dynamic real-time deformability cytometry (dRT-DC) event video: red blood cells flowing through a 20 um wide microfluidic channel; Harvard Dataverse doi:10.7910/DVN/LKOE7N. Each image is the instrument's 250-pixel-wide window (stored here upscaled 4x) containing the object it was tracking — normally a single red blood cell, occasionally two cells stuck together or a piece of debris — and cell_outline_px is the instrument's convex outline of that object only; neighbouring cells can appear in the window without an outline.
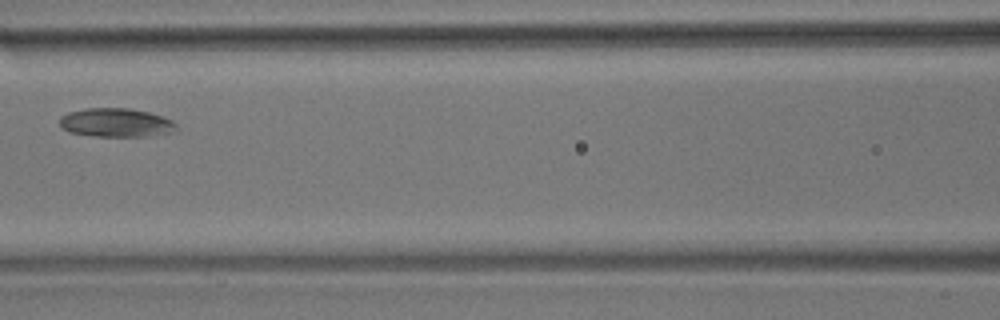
{"species": "common noctule bat (a hibernating species)", "species_latin": "Nyctalus noctula", "temperature_condition": "room temperature", "stored_images_in_passage": 6, "camera_frame_rate_fps": 3000, "um_per_image_px": 0.085, "animal": {"sex": "male", "body_mass_g": 17.9}, "frame": {"image": 1, "passage_image": 6, "time_ms": 1.667, "image_size_px": [1000, 320], "cell_outline_px": [[176, 132], [148, 136], [96, 136], [68, 132], [60, 124], [60, 116], [68, 112], [84, 108], [128, 108], [148, 112], [172, 120], [176, 124]], "centroid_in_image_um": [9.86, 10.42], "position_along_channel_um": 156.7, "area_um2": 19.54}}